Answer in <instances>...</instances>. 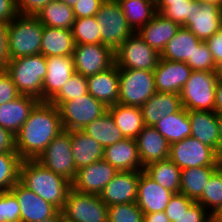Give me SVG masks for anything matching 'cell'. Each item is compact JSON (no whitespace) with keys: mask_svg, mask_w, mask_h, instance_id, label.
I'll use <instances>...</instances> for the list:
<instances>
[{"mask_svg":"<svg viewBox=\"0 0 222 222\" xmlns=\"http://www.w3.org/2000/svg\"><path fill=\"white\" fill-rule=\"evenodd\" d=\"M63 130L59 109L40 101L15 135V151L22 160H36Z\"/></svg>","mask_w":222,"mask_h":222,"instance_id":"cell-1","label":"cell"},{"mask_svg":"<svg viewBox=\"0 0 222 222\" xmlns=\"http://www.w3.org/2000/svg\"><path fill=\"white\" fill-rule=\"evenodd\" d=\"M19 181L59 211L72 188L71 182L45 168L37 160H22Z\"/></svg>","mask_w":222,"mask_h":222,"instance_id":"cell-2","label":"cell"},{"mask_svg":"<svg viewBox=\"0 0 222 222\" xmlns=\"http://www.w3.org/2000/svg\"><path fill=\"white\" fill-rule=\"evenodd\" d=\"M6 71L20 95L42 101V86L47 73L46 57L43 54L11 59Z\"/></svg>","mask_w":222,"mask_h":222,"instance_id":"cell-3","label":"cell"},{"mask_svg":"<svg viewBox=\"0 0 222 222\" xmlns=\"http://www.w3.org/2000/svg\"><path fill=\"white\" fill-rule=\"evenodd\" d=\"M43 24L36 16L19 14L9 23L10 58L41 54Z\"/></svg>","mask_w":222,"mask_h":222,"instance_id":"cell-4","label":"cell"},{"mask_svg":"<svg viewBox=\"0 0 222 222\" xmlns=\"http://www.w3.org/2000/svg\"><path fill=\"white\" fill-rule=\"evenodd\" d=\"M217 81L214 71H192L180 92L182 107L187 111H215Z\"/></svg>","mask_w":222,"mask_h":222,"instance_id":"cell-5","label":"cell"},{"mask_svg":"<svg viewBox=\"0 0 222 222\" xmlns=\"http://www.w3.org/2000/svg\"><path fill=\"white\" fill-rule=\"evenodd\" d=\"M118 103L141 107L155 93L154 71L137 69H118Z\"/></svg>","mask_w":222,"mask_h":222,"instance_id":"cell-6","label":"cell"},{"mask_svg":"<svg viewBox=\"0 0 222 222\" xmlns=\"http://www.w3.org/2000/svg\"><path fill=\"white\" fill-rule=\"evenodd\" d=\"M95 16L101 35V44L113 51L134 33L118 2L105 0Z\"/></svg>","mask_w":222,"mask_h":222,"instance_id":"cell-7","label":"cell"},{"mask_svg":"<svg viewBox=\"0 0 222 222\" xmlns=\"http://www.w3.org/2000/svg\"><path fill=\"white\" fill-rule=\"evenodd\" d=\"M63 218L71 222H107L108 206L99 195L75 191L71 188L61 210Z\"/></svg>","mask_w":222,"mask_h":222,"instance_id":"cell-8","label":"cell"},{"mask_svg":"<svg viewBox=\"0 0 222 222\" xmlns=\"http://www.w3.org/2000/svg\"><path fill=\"white\" fill-rule=\"evenodd\" d=\"M58 109L65 131L83 130L107 111V107L89 93L63 102Z\"/></svg>","mask_w":222,"mask_h":222,"instance_id":"cell-9","label":"cell"},{"mask_svg":"<svg viewBox=\"0 0 222 222\" xmlns=\"http://www.w3.org/2000/svg\"><path fill=\"white\" fill-rule=\"evenodd\" d=\"M115 64L118 69H137L153 71L160 54L151 48L134 32L115 51Z\"/></svg>","mask_w":222,"mask_h":222,"instance_id":"cell-10","label":"cell"},{"mask_svg":"<svg viewBox=\"0 0 222 222\" xmlns=\"http://www.w3.org/2000/svg\"><path fill=\"white\" fill-rule=\"evenodd\" d=\"M36 160L45 168L72 183L77 171L72 155L71 131L63 130L48 144Z\"/></svg>","mask_w":222,"mask_h":222,"instance_id":"cell-11","label":"cell"},{"mask_svg":"<svg viewBox=\"0 0 222 222\" xmlns=\"http://www.w3.org/2000/svg\"><path fill=\"white\" fill-rule=\"evenodd\" d=\"M169 159L181 170L200 166H219L216 152L191 136L170 145Z\"/></svg>","mask_w":222,"mask_h":222,"instance_id":"cell-12","label":"cell"},{"mask_svg":"<svg viewBox=\"0 0 222 222\" xmlns=\"http://www.w3.org/2000/svg\"><path fill=\"white\" fill-rule=\"evenodd\" d=\"M72 58L75 73L85 77L103 72L115 64L114 51L103 44L75 45Z\"/></svg>","mask_w":222,"mask_h":222,"instance_id":"cell-13","label":"cell"},{"mask_svg":"<svg viewBox=\"0 0 222 222\" xmlns=\"http://www.w3.org/2000/svg\"><path fill=\"white\" fill-rule=\"evenodd\" d=\"M182 27L189 29L198 39L206 41L222 28V6L192 0L190 18Z\"/></svg>","mask_w":222,"mask_h":222,"instance_id":"cell-14","label":"cell"},{"mask_svg":"<svg viewBox=\"0 0 222 222\" xmlns=\"http://www.w3.org/2000/svg\"><path fill=\"white\" fill-rule=\"evenodd\" d=\"M117 173L116 168L100 160L77 170L71 185L75 191L99 195Z\"/></svg>","mask_w":222,"mask_h":222,"instance_id":"cell-15","label":"cell"},{"mask_svg":"<svg viewBox=\"0 0 222 222\" xmlns=\"http://www.w3.org/2000/svg\"><path fill=\"white\" fill-rule=\"evenodd\" d=\"M20 205L21 222H40L53 217L59 210L18 181L10 190Z\"/></svg>","mask_w":222,"mask_h":222,"instance_id":"cell-16","label":"cell"},{"mask_svg":"<svg viewBox=\"0 0 222 222\" xmlns=\"http://www.w3.org/2000/svg\"><path fill=\"white\" fill-rule=\"evenodd\" d=\"M140 171H118L99 194L107 205L136 202Z\"/></svg>","mask_w":222,"mask_h":222,"instance_id":"cell-17","label":"cell"},{"mask_svg":"<svg viewBox=\"0 0 222 222\" xmlns=\"http://www.w3.org/2000/svg\"><path fill=\"white\" fill-rule=\"evenodd\" d=\"M153 71L156 92L180 94L192 69L185 62L160 58Z\"/></svg>","mask_w":222,"mask_h":222,"instance_id":"cell-18","label":"cell"},{"mask_svg":"<svg viewBox=\"0 0 222 222\" xmlns=\"http://www.w3.org/2000/svg\"><path fill=\"white\" fill-rule=\"evenodd\" d=\"M47 73L42 86V102H49L75 74L72 55L46 58Z\"/></svg>","mask_w":222,"mask_h":222,"instance_id":"cell-19","label":"cell"},{"mask_svg":"<svg viewBox=\"0 0 222 222\" xmlns=\"http://www.w3.org/2000/svg\"><path fill=\"white\" fill-rule=\"evenodd\" d=\"M173 194L140 171L136 203L144 214L165 211Z\"/></svg>","mask_w":222,"mask_h":222,"instance_id":"cell-20","label":"cell"},{"mask_svg":"<svg viewBox=\"0 0 222 222\" xmlns=\"http://www.w3.org/2000/svg\"><path fill=\"white\" fill-rule=\"evenodd\" d=\"M136 143L143 167L169 159L170 144L154 127L144 126L136 137Z\"/></svg>","mask_w":222,"mask_h":222,"instance_id":"cell-21","label":"cell"},{"mask_svg":"<svg viewBox=\"0 0 222 222\" xmlns=\"http://www.w3.org/2000/svg\"><path fill=\"white\" fill-rule=\"evenodd\" d=\"M180 27L179 24L156 12L153 18L137 31V34L151 48L161 54L166 44L176 35Z\"/></svg>","mask_w":222,"mask_h":222,"instance_id":"cell-22","label":"cell"},{"mask_svg":"<svg viewBox=\"0 0 222 222\" xmlns=\"http://www.w3.org/2000/svg\"><path fill=\"white\" fill-rule=\"evenodd\" d=\"M103 160L118 171H144L139 158L136 139L124 138L104 148Z\"/></svg>","mask_w":222,"mask_h":222,"instance_id":"cell-23","label":"cell"},{"mask_svg":"<svg viewBox=\"0 0 222 222\" xmlns=\"http://www.w3.org/2000/svg\"><path fill=\"white\" fill-rule=\"evenodd\" d=\"M88 93L101 101L106 107L118 103L119 97V73L114 64L109 69L86 77Z\"/></svg>","mask_w":222,"mask_h":222,"instance_id":"cell-24","label":"cell"},{"mask_svg":"<svg viewBox=\"0 0 222 222\" xmlns=\"http://www.w3.org/2000/svg\"><path fill=\"white\" fill-rule=\"evenodd\" d=\"M39 102L37 98L20 95L15 100L0 105V127L15 136Z\"/></svg>","mask_w":222,"mask_h":222,"instance_id":"cell-25","label":"cell"},{"mask_svg":"<svg viewBox=\"0 0 222 222\" xmlns=\"http://www.w3.org/2000/svg\"><path fill=\"white\" fill-rule=\"evenodd\" d=\"M182 108L180 94L156 92L141 107L145 126L155 127L166 115L177 113Z\"/></svg>","mask_w":222,"mask_h":222,"instance_id":"cell-26","label":"cell"},{"mask_svg":"<svg viewBox=\"0 0 222 222\" xmlns=\"http://www.w3.org/2000/svg\"><path fill=\"white\" fill-rule=\"evenodd\" d=\"M191 137L211 147L216 152L219 139L218 114L215 111H188Z\"/></svg>","mask_w":222,"mask_h":222,"instance_id":"cell-27","label":"cell"},{"mask_svg":"<svg viewBox=\"0 0 222 222\" xmlns=\"http://www.w3.org/2000/svg\"><path fill=\"white\" fill-rule=\"evenodd\" d=\"M71 146L76 171L103 160L104 148L83 130L71 131Z\"/></svg>","mask_w":222,"mask_h":222,"instance_id":"cell-28","label":"cell"},{"mask_svg":"<svg viewBox=\"0 0 222 222\" xmlns=\"http://www.w3.org/2000/svg\"><path fill=\"white\" fill-rule=\"evenodd\" d=\"M74 46L70 29L43 27L41 54L46 58L72 55Z\"/></svg>","mask_w":222,"mask_h":222,"instance_id":"cell-29","label":"cell"},{"mask_svg":"<svg viewBox=\"0 0 222 222\" xmlns=\"http://www.w3.org/2000/svg\"><path fill=\"white\" fill-rule=\"evenodd\" d=\"M201 42L202 40L189 29L181 26L176 35L166 44L160 58L187 63Z\"/></svg>","mask_w":222,"mask_h":222,"instance_id":"cell-30","label":"cell"},{"mask_svg":"<svg viewBox=\"0 0 222 222\" xmlns=\"http://www.w3.org/2000/svg\"><path fill=\"white\" fill-rule=\"evenodd\" d=\"M124 138L136 139L145 126L140 107L119 103L107 107Z\"/></svg>","mask_w":222,"mask_h":222,"instance_id":"cell-31","label":"cell"},{"mask_svg":"<svg viewBox=\"0 0 222 222\" xmlns=\"http://www.w3.org/2000/svg\"><path fill=\"white\" fill-rule=\"evenodd\" d=\"M219 166H200L181 170L179 193L196 201Z\"/></svg>","mask_w":222,"mask_h":222,"instance_id":"cell-32","label":"cell"},{"mask_svg":"<svg viewBox=\"0 0 222 222\" xmlns=\"http://www.w3.org/2000/svg\"><path fill=\"white\" fill-rule=\"evenodd\" d=\"M169 144L179 142L191 136V125L188 111L183 107L174 114L166 115L154 127Z\"/></svg>","mask_w":222,"mask_h":222,"instance_id":"cell-33","label":"cell"},{"mask_svg":"<svg viewBox=\"0 0 222 222\" xmlns=\"http://www.w3.org/2000/svg\"><path fill=\"white\" fill-rule=\"evenodd\" d=\"M83 131L106 148L124 139L111 113L107 110L100 117L88 124Z\"/></svg>","mask_w":222,"mask_h":222,"instance_id":"cell-34","label":"cell"},{"mask_svg":"<svg viewBox=\"0 0 222 222\" xmlns=\"http://www.w3.org/2000/svg\"><path fill=\"white\" fill-rule=\"evenodd\" d=\"M144 172L165 189L179 193L181 169L170 159L152 162L144 167Z\"/></svg>","mask_w":222,"mask_h":222,"instance_id":"cell-35","label":"cell"},{"mask_svg":"<svg viewBox=\"0 0 222 222\" xmlns=\"http://www.w3.org/2000/svg\"><path fill=\"white\" fill-rule=\"evenodd\" d=\"M118 3L134 32L147 24L156 13L155 0H120Z\"/></svg>","mask_w":222,"mask_h":222,"instance_id":"cell-36","label":"cell"},{"mask_svg":"<svg viewBox=\"0 0 222 222\" xmlns=\"http://www.w3.org/2000/svg\"><path fill=\"white\" fill-rule=\"evenodd\" d=\"M43 26L70 29L75 21L73 7L54 0L46 5L37 15Z\"/></svg>","mask_w":222,"mask_h":222,"instance_id":"cell-37","label":"cell"},{"mask_svg":"<svg viewBox=\"0 0 222 222\" xmlns=\"http://www.w3.org/2000/svg\"><path fill=\"white\" fill-rule=\"evenodd\" d=\"M22 159L17 152H0V191H9L19 181Z\"/></svg>","mask_w":222,"mask_h":222,"instance_id":"cell-38","label":"cell"},{"mask_svg":"<svg viewBox=\"0 0 222 222\" xmlns=\"http://www.w3.org/2000/svg\"><path fill=\"white\" fill-rule=\"evenodd\" d=\"M71 32L75 45L101 44L96 16L75 19Z\"/></svg>","mask_w":222,"mask_h":222,"instance_id":"cell-39","label":"cell"},{"mask_svg":"<svg viewBox=\"0 0 222 222\" xmlns=\"http://www.w3.org/2000/svg\"><path fill=\"white\" fill-rule=\"evenodd\" d=\"M211 215L222 204V169L219 167L204 187L202 195L196 200Z\"/></svg>","mask_w":222,"mask_h":222,"instance_id":"cell-40","label":"cell"},{"mask_svg":"<svg viewBox=\"0 0 222 222\" xmlns=\"http://www.w3.org/2000/svg\"><path fill=\"white\" fill-rule=\"evenodd\" d=\"M88 93L87 78L75 73L60 89V91L49 101L57 108L66 101L77 99Z\"/></svg>","mask_w":222,"mask_h":222,"instance_id":"cell-41","label":"cell"},{"mask_svg":"<svg viewBox=\"0 0 222 222\" xmlns=\"http://www.w3.org/2000/svg\"><path fill=\"white\" fill-rule=\"evenodd\" d=\"M107 222H144V213L136 202L108 206Z\"/></svg>","mask_w":222,"mask_h":222,"instance_id":"cell-42","label":"cell"},{"mask_svg":"<svg viewBox=\"0 0 222 222\" xmlns=\"http://www.w3.org/2000/svg\"><path fill=\"white\" fill-rule=\"evenodd\" d=\"M0 222H21L20 205L9 191H0Z\"/></svg>","mask_w":222,"mask_h":222,"instance_id":"cell-43","label":"cell"},{"mask_svg":"<svg viewBox=\"0 0 222 222\" xmlns=\"http://www.w3.org/2000/svg\"><path fill=\"white\" fill-rule=\"evenodd\" d=\"M186 64L192 69V71H214L215 62L205 41H202L198 45L192 58H189Z\"/></svg>","mask_w":222,"mask_h":222,"instance_id":"cell-44","label":"cell"},{"mask_svg":"<svg viewBox=\"0 0 222 222\" xmlns=\"http://www.w3.org/2000/svg\"><path fill=\"white\" fill-rule=\"evenodd\" d=\"M192 7V0L189 3L171 4L169 6H155L156 12L161 13L164 17L171 19L173 22L183 26L188 18Z\"/></svg>","mask_w":222,"mask_h":222,"instance_id":"cell-45","label":"cell"},{"mask_svg":"<svg viewBox=\"0 0 222 222\" xmlns=\"http://www.w3.org/2000/svg\"><path fill=\"white\" fill-rule=\"evenodd\" d=\"M193 199L188 198L184 194L176 193L170 198V201L165 209L166 216L170 222H175L176 218L187 210L195 203Z\"/></svg>","mask_w":222,"mask_h":222,"instance_id":"cell-46","label":"cell"},{"mask_svg":"<svg viewBox=\"0 0 222 222\" xmlns=\"http://www.w3.org/2000/svg\"><path fill=\"white\" fill-rule=\"evenodd\" d=\"M20 94L7 71L0 72V105L15 100Z\"/></svg>","mask_w":222,"mask_h":222,"instance_id":"cell-47","label":"cell"},{"mask_svg":"<svg viewBox=\"0 0 222 222\" xmlns=\"http://www.w3.org/2000/svg\"><path fill=\"white\" fill-rule=\"evenodd\" d=\"M175 222H211V214L199 203L195 202Z\"/></svg>","mask_w":222,"mask_h":222,"instance_id":"cell-48","label":"cell"},{"mask_svg":"<svg viewBox=\"0 0 222 222\" xmlns=\"http://www.w3.org/2000/svg\"><path fill=\"white\" fill-rule=\"evenodd\" d=\"M9 23L0 21V72L5 71L10 63L8 44Z\"/></svg>","mask_w":222,"mask_h":222,"instance_id":"cell-49","label":"cell"},{"mask_svg":"<svg viewBox=\"0 0 222 222\" xmlns=\"http://www.w3.org/2000/svg\"><path fill=\"white\" fill-rule=\"evenodd\" d=\"M104 1L105 0H79L73 7L75 18L95 16Z\"/></svg>","mask_w":222,"mask_h":222,"instance_id":"cell-50","label":"cell"},{"mask_svg":"<svg viewBox=\"0 0 222 222\" xmlns=\"http://www.w3.org/2000/svg\"><path fill=\"white\" fill-rule=\"evenodd\" d=\"M54 0H16L18 13L36 16L46 5Z\"/></svg>","mask_w":222,"mask_h":222,"instance_id":"cell-51","label":"cell"},{"mask_svg":"<svg viewBox=\"0 0 222 222\" xmlns=\"http://www.w3.org/2000/svg\"><path fill=\"white\" fill-rule=\"evenodd\" d=\"M18 15L16 0H0V21L10 23Z\"/></svg>","mask_w":222,"mask_h":222,"instance_id":"cell-52","label":"cell"},{"mask_svg":"<svg viewBox=\"0 0 222 222\" xmlns=\"http://www.w3.org/2000/svg\"><path fill=\"white\" fill-rule=\"evenodd\" d=\"M205 42L212 53L214 62L222 60V28Z\"/></svg>","mask_w":222,"mask_h":222,"instance_id":"cell-53","label":"cell"},{"mask_svg":"<svg viewBox=\"0 0 222 222\" xmlns=\"http://www.w3.org/2000/svg\"><path fill=\"white\" fill-rule=\"evenodd\" d=\"M0 152H16L15 136L2 127H0Z\"/></svg>","mask_w":222,"mask_h":222,"instance_id":"cell-54","label":"cell"},{"mask_svg":"<svg viewBox=\"0 0 222 222\" xmlns=\"http://www.w3.org/2000/svg\"><path fill=\"white\" fill-rule=\"evenodd\" d=\"M144 222H170L165 211L144 214Z\"/></svg>","mask_w":222,"mask_h":222,"instance_id":"cell-55","label":"cell"},{"mask_svg":"<svg viewBox=\"0 0 222 222\" xmlns=\"http://www.w3.org/2000/svg\"><path fill=\"white\" fill-rule=\"evenodd\" d=\"M215 112L222 114V80H218L215 91Z\"/></svg>","mask_w":222,"mask_h":222,"instance_id":"cell-56","label":"cell"},{"mask_svg":"<svg viewBox=\"0 0 222 222\" xmlns=\"http://www.w3.org/2000/svg\"><path fill=\"white\" fill-rule=\"evenodd\" d=\"M218 131L219 139L216 147V156L218 160H222V114H218Z\"/></svg>","mask_w":222,"mask_h":222,"instance_id":"cell-57","label":"cell"},{"mask_svg":"<svg viewBox=\"0 0 222 222\" xmlns=\"http://www.w3.org/2000/svg\"><path fill=\"white\" fill-rule=\"evenodd\" d=\"M190 0H155V6H169L171 4L189 3Z\"/></svg>","mask_w":222,"mask_h":222,"instance_id":"cell-58","label":"cell"},{"mask_svg":"<svg viewBox=\"0 0 222 222\" xmlns=\"http://www.w3.org/2000/svg\"><path fill=\"white\" fill-rule=\"evenodd\" d=\"M211 222H222V204H221V206L211 215Z\"/></svg>","mask_w":222,"mask_h":222,"instance_id":"cell-59","label":"cell"},{"mask_svg":"<svg viewBox=\"0 0 222 222\" xmlns=\"http://www.w3.org/2000/svg\"><path fill=\"white\" fill-rule=\"evenodd\" d=\"M214 73L218 80H222V60L215 63Z\"/></svg>","mask_w":222,"mask_h":222,"instance_id":"cell-60","label":"cell"},{"mask_svg":"<svg viewBox=\"0 0 222 222\" xmlns=\"http://www.w3.org/2000/svg\"><path fill=\"white\" fill-rule=\"evenodd\" d=\"M62 218H63V215L61 211H58L53 217H50L40 222H62Z\"/></svg>","mask_w":222,"mask_h":222,"instance_id":"cell-61","label":"cell"},{"mask_svg":"<svg viewBox=\"0 0 222 222\" xmlns=\"http://www.w3.org/2000/svg\"><path fill=\"white\" fill-rule=\"evenodd\" d=\"M57 1H60L61 3H64L70 7H74L79 0H57Z\"/></svg>","mask_w":222,"mask_h":222,"instance_id":"cell-62","label":"cell"},{"mask_svg":"<svg viewBox=\"0 0 222 222\" xmlns=\"http://www.w3.org/2000/svg\"><path fill=\"white\" fill-rule=\"evenodd\" d=\"M203 2H212L222 6V0H200Z\"/></svg>","mask_w":222,"mask_h":222,"instance_id":"cell-63","label":"cell"},{"mask_svg":"<svg viewBox=\"0 0 222 222\" xmlns=\"http://www.w3.org/2000/svg\"><path fill=\"white\" fill-rule=\"evenodd\" d=\"M219 167L222 169V160L219 161Z\"/></svg>","mask_w":222,"mask_h":222,"instance_id":"cell-64","label":"cell"},{"mask_svg":"<svg viewBox=\"0 0 222 222\" xmlns=\"http://www.w3.org/2000/svg\"><path fill=\"white\" fill-rule=\"evenodd\" d=\"M62 222H71V221L62 218Z\"/></svg>","mask_w":222,"mask_h":222,"instance_id":"cell-65","label":"cell"}]
</instances>
